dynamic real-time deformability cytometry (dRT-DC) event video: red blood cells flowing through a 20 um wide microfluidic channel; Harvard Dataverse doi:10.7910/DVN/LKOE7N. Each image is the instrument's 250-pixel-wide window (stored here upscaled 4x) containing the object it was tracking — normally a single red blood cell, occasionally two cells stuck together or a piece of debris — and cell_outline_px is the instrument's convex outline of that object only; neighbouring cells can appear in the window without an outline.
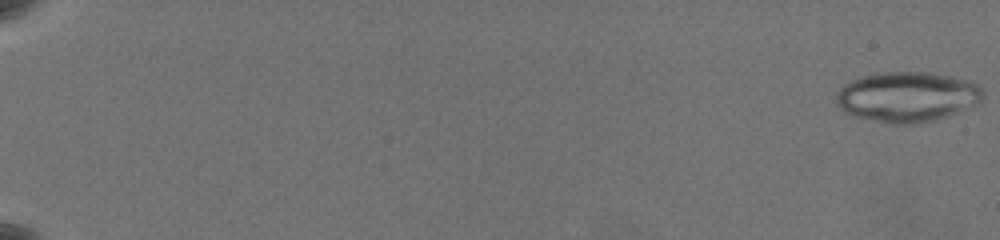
{"species": "common noctule bat (a hibernating species)", "species_latin": "Nyctalus noctula", "temperature_condition": "warm", "stored_images_in_passage": 27, "camera_frame_rate_fps": 3000, "um_per_image_px": 0.085, "animal": {"sex": "female", "body_mass_g": 19.5, "forearm_length_mm": 54.1}, "frame": {"image": 1, "passage_image": 1, "time_ms": 0.0, "image_size_px": [1000, 240], "cell_outline_px": [[984, 96], [976, 104], [960, 112], [948, 116], [932, 120], [912, 124], [892, 124], [852, 116], [844, 112], [836, 104], [836, 92], [844, 84], [852, 80], [864, 76], [880, 72], [928, 72], [972, 80], [984, 88]], "centroid_in_image_um": [77.13, 8.23], "position_along_channel_um": 7.9, "area_um2": 43.29}}